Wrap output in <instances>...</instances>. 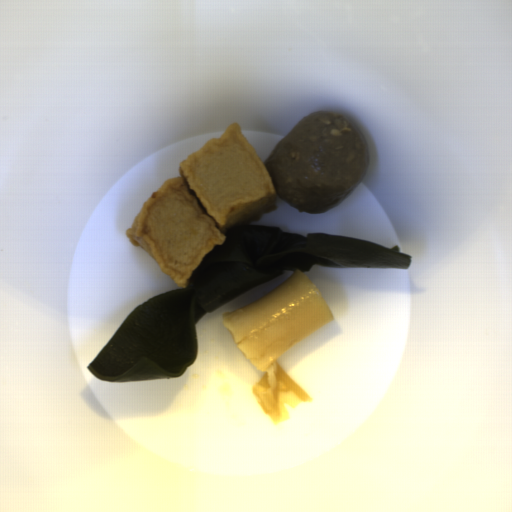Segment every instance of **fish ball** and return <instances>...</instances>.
<instances>
[{
    "instance_id": "1",
    "label": "fish ball",
    "mask_w": 512,
    "mask_h": 512,
    "mask_svg": "<svg viewBox=\"0 0 512 512\" xmlns=\"http://www.w3.org/2000/svg\"><path fill=\"white\" fill-rule=\"evenodd\" d=\"M263 160L237 123L179 163L142 204L126 235L182 288L233 228L277 210L280 197Z\"/></svg>"
}]
</instances>
